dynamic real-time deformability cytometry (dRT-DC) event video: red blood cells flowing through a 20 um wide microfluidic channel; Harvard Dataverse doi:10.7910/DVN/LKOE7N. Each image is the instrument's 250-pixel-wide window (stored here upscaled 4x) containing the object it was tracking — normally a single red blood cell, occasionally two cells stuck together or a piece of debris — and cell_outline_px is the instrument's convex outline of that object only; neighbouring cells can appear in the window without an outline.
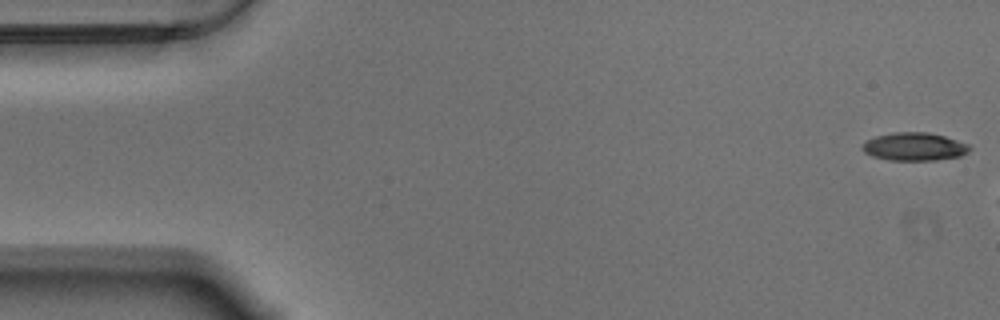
{"species": "Egyptian fruit bat (a non-hibernating species)", "species_latin": "Rousettus aegyptiacus", "temperature_condition": "warm", "stored_images_in_passage": 7, "camera_frame_rate_fps": 3000, "um_per_image_px": 0.085, "animal": {"sex": "male"}, "frame": {"image": 1, "passage_image": 1, "time_ms": 0.0, "image_size_px": [1000, 320], "cell_outline_px": [[972, 148], [968, 152], [960, 156], [936, 160], [888, 160], [872, 156], [864, 152], [860, 148], [868, 140], [876, 136], [892, 132], [928, 132], [944, 136], [968, 144]], "centroid_in_image_um": [77.72, 12.46], "position_along_channel_um": 7.3, "area_um2": 17.51}}